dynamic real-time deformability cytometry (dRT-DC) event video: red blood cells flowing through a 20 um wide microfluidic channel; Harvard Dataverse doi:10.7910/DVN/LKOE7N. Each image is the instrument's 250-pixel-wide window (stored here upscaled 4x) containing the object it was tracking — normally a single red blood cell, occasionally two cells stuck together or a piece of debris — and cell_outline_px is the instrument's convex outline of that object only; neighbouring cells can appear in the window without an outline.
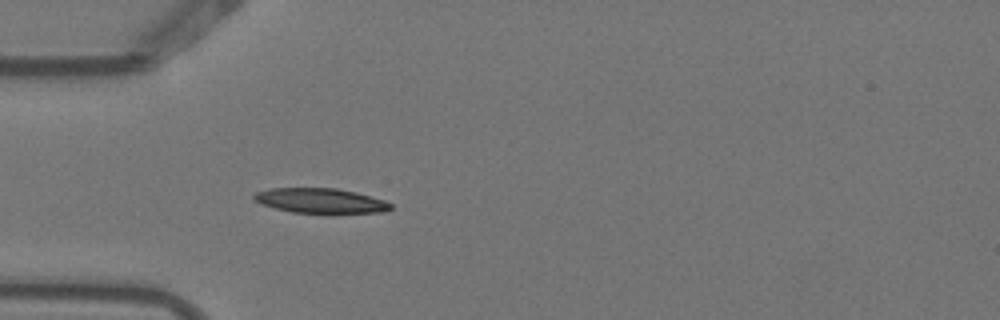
{"species": "Egyptian fruit bat (a non-hibernating species)", "species_latin": "Rousettus aegyptiacus", "temperature_condition": "warm", "stored_images_in_passage": 4, "camera_frame_rate_fps": 3000, "um_per_image_px": 0.085, "animal": {"sex": "female"}, "frame": {"image": 1, "passage_image": 4, "time_ms": 1.0, "image_size_px": [1000, 320], "cell_outline_px": [[392, 208], [380, 212], [292, 212], [260, 204], [252, 200], [252, 196], [256, 192], [272, 188], [336, 188], [356, 192], [384, 200], [392, 204]], "centroid_in_image_um": [27.18, 17.04], "position_along_channel_um": 57.8, "area_um2": 19.48}}